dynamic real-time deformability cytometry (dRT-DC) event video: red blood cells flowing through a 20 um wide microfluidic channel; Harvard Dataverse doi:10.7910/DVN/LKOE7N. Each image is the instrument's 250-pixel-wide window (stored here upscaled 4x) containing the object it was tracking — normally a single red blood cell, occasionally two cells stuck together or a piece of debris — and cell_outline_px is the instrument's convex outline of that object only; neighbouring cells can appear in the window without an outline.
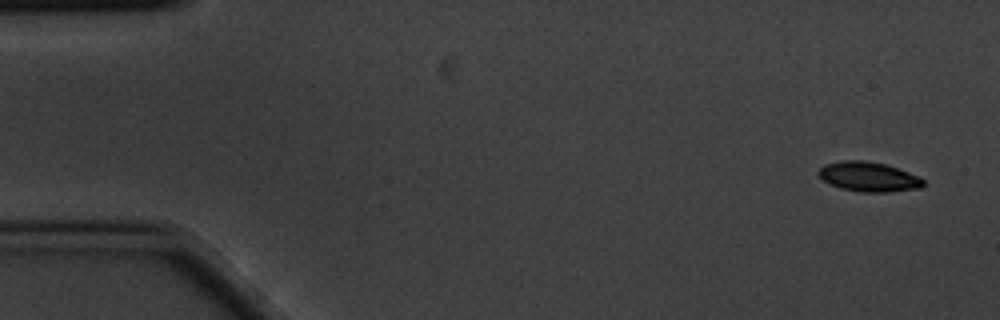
{"species": "common noctule bat (a hibernating species)", "species_latin": "Nyctalus noctula", "temperature_condition": "cold", "stored_images_in_passage": 4, "camera_frame_rate_fps": 3000, "um_per_image_px": 0.085, "animal": {"sex": "male", "body_mass_g": 20.1, "forearm_length_mm": 53.5}, "frame": {"image": 1, "passage_image": 1, "time_ms": 0.0, "image_size_px": [1000, 320], "cell_outline_px": [[924, 184], [920, 188], [888, 192], [860, 192], [840, 188], [820, 180], [816, 172], [824, 164], [840, 160], [864, 160], [884, 164], [920, 176], [924, 180]], "centroid_in_image_um": [73.78, 15.02], "position_along_channel_um": 11.2, "area_um2": 18.32}}
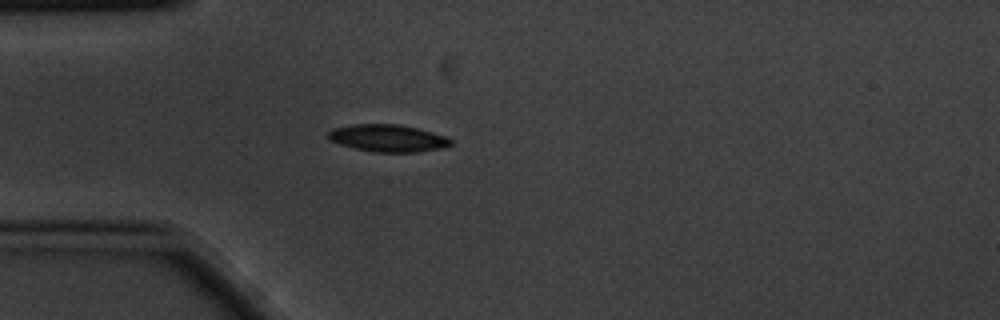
{"frame": {"image": 2, "passage_image": 4, "time_ms": 1.0, "image_size_px": [1000, 320], "cell_outline_px": [[452, 144], [444, 148], [416, 152], [372, 152], [340, 144], [328, 140], [324, 136], [332, 128], [352, 124], [400, 124], [432, 132], [444, 136], [452, 140]], "centroid_in_image_um": [32.92, 11.74], "position_along_channel_um": 52.1, "area_um2": 19.59}}